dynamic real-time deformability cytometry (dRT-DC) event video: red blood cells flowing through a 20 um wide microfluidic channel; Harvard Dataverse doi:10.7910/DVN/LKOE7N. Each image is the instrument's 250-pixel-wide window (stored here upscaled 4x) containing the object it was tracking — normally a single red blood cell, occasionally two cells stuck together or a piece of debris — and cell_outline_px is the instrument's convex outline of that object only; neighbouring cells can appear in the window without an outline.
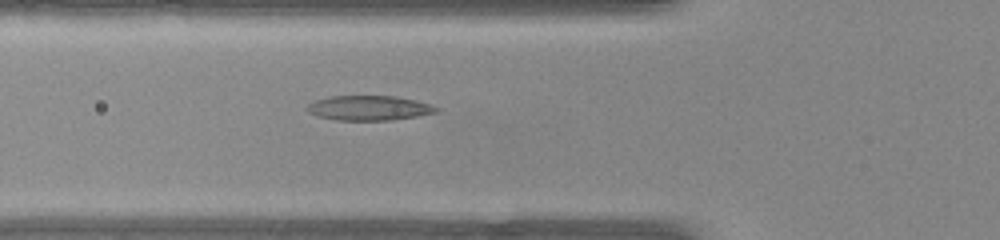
{"species": "common noctule bat (a hibernating species)", "species_latin": "Nyctalus noctula", "temperature_condition": "warm", "stored_images_in_passage": 41, "camera_frame_rate_fps": 3000, "um_per_image_px": 0.085, "animal": {"sex": "female", "body_mass_g": 22.0, "forearm_length_mm": 56.7}, "frame": {"image": 1, "passage_image": 8, "time_ms": 2.333, "image_size_px": [1000, 240], "cell_outline_px": [[440, 108], [436, 112], [416, 116], [392, 120], [336, 120], [320, 116], [308, 112], [304, 108], [308, 104], [316, 100], [332, 96], [396, 96], [416, 100], [432, 104]], "centroid_in_image_um": [31.38, 9.17], "position_along_channel_um": 94.4, "area_um2": 18.61}}
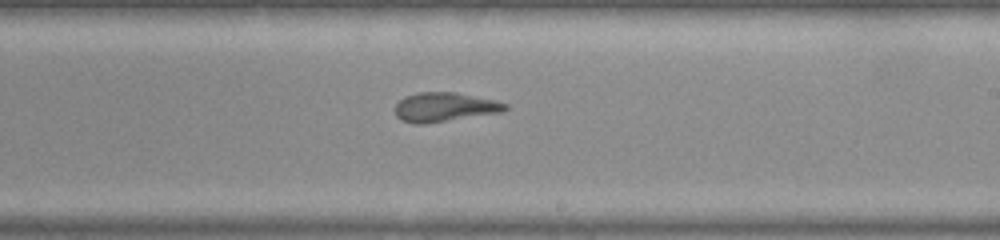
{"frame": {"image": 2, "passage_image": 20, "time_ms": 6.333, "image_size_px": [1000, 240], "cell_outline_px": [[508, 108], [504, 112], [424, 124], [412, 124], [400, 120], [396, 116], [396, 104], [404, 96], [416, 92], [456, 92], [496, 100], [508, 104]], "centroid_in_image_um": [37.8, 9.1], "position_along_channel_um": 251.2, "area_um2": 19.02}}
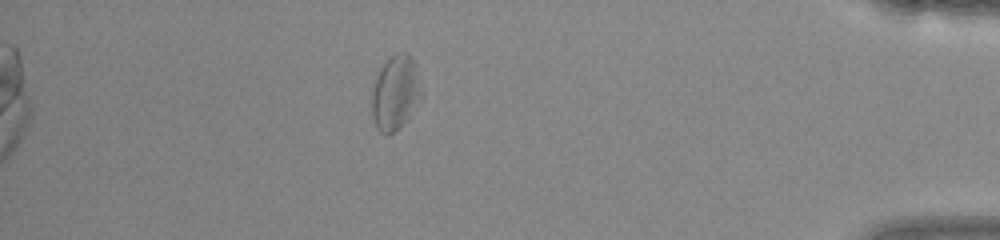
{"frame": {"image": 3, "passage_image": 35, "time_ms": 11.333, "image_size_px": [1000, 240], "cell_outline_px": [[420, 92], [404, 120], [388, 136], [380, 132], [376, 128], [372, 116], [372, 88], [376, 76], [380, 68], [396, 52], [408, 52], [412, 56]], "centroid_in_image_um": [33.51, 7.84], "position_along_channel_um": 401.7, "area_um2": 20.35}, "authors_computed_cell_mechanics": {"area_um2": 19.3052, "velocity_mm_per_s": 3.9231, "shape_relaxation_time_tau1_ms": 5.7871, "shape_relaxation_time_tau2_ms": 2.9967, "deformation_change_tau1": 0.1616, "deformation_change_tau2": 0.1344}}